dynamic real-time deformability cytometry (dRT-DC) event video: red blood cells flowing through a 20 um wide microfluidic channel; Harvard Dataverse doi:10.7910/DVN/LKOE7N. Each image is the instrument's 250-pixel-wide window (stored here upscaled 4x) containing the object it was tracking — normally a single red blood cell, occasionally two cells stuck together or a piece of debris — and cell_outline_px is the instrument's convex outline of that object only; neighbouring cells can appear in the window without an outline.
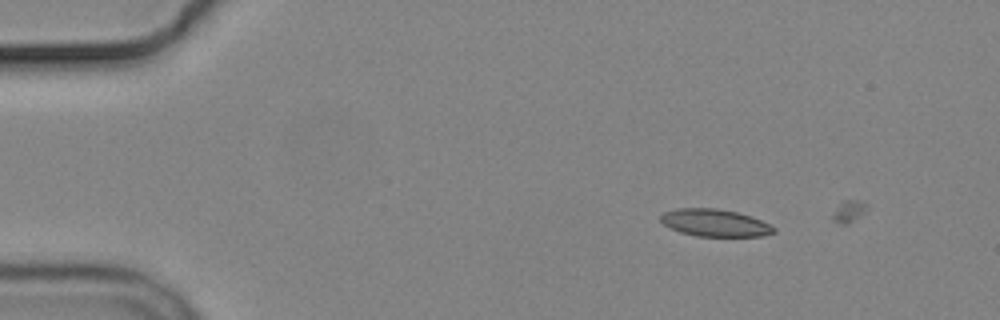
{"species": "common noctule bat (a hibernating species)", "species_latin": "Nyctalus noctula", "temperature_condition": "cold", "stored_images_in_passage": 3, "camera_frame_rate_fps": 3000, "um_per_image_px": 0.085, "animal": {"sex": "male", "body_mass_g": 19.2, "forearm_length_mm": 51.8}, "frame": {"image": 1, "passage_image": 1, "time_ms": 0.0, "image_size_px": [1000, 320], "cell_outline_px": [[776, 232], [764, 236], [696, 236], [680, 232], [664, 224], [660, 220], [660, 216], [664, 212], [676, 208], [716, 208], [736, 212], [752, 216], [776, 228]], "centroid_in_image_um": [60.77, 18.94], "position_along_channel_um": 24.2, "area_um2": 17.98}}